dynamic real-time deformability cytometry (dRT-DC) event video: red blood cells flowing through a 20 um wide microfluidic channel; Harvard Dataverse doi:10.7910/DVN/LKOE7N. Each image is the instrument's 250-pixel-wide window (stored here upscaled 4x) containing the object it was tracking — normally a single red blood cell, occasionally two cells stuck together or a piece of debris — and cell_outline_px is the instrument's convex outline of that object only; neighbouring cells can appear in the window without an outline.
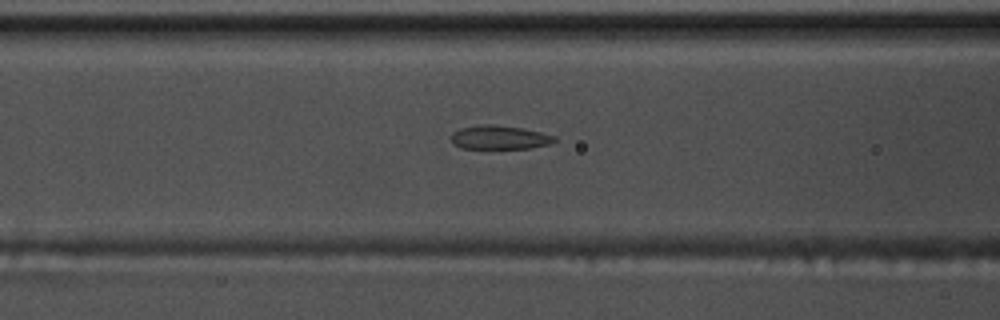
{"species": "common noctule bat (a hibernating species)", "species_latin": "Nyctalus noctula", "temperature_condition": "warm", "stored_images_in_passage": 13, "camera_frame_rate_fps": 3000, "um_per_image_px": 0.085, "animal": {"sex": "male", "body_mass_g": 17.5, "forearm_length_mm": 52.3}, "frame": {"image": 1, "passage_image": 8, "time_ms": 2.333, "image_size_px": [1000, 320], "cell_outline_px": [[556, 140], [552, 144], [532, 148], [460, 148], [452, 144], [452, 132], [460, 128], [484, 124], [492, 124], [524, 128], [556, 136]], "centroid_in_image_um": [42.48, 11.68], "position_along_channel_um": 124.1, "area_um2": 14.45}}
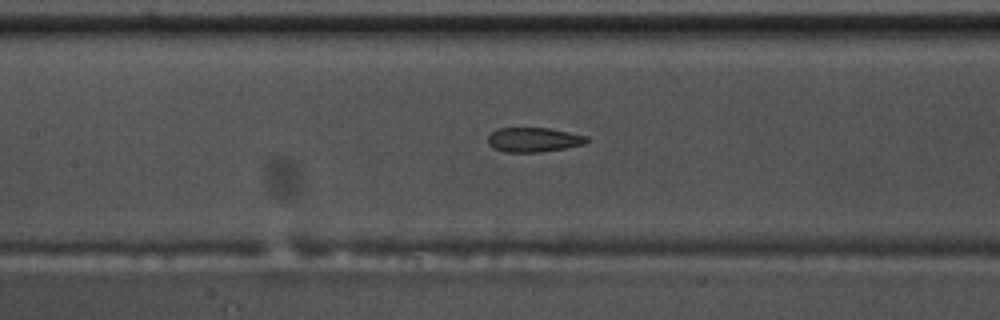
{"frame": {"image": 2, "passage_image": 11, "time_ms": 3.333, "image_size_px": [1000, 320], "cell_outline_px": [[592, 140], [584, 144], [564, 148], [540, 152], [504, 152], [492, 148], [488, 144], [488, 136], [496, 128], [548, 128], [588, 136]], "centroid_in_image_um": [45.36, 11.88], "position_along_channel_um": 162.0, "area_um2": 14.22}}